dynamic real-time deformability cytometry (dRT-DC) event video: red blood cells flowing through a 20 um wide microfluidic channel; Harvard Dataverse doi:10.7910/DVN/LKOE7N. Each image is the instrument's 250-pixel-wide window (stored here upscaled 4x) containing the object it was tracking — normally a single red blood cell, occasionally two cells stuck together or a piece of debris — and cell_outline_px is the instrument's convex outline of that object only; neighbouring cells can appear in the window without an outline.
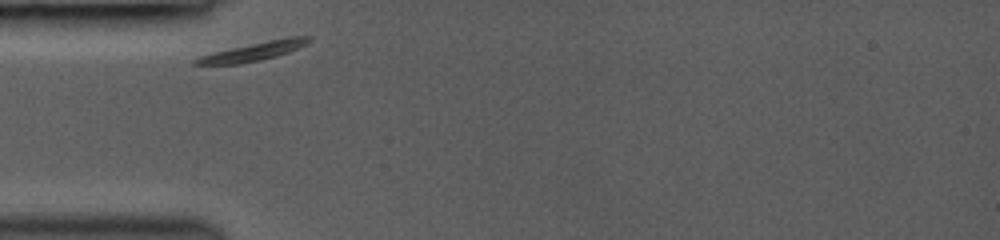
{"species": "common noctule bat (a hibernating species)", "species_latin": "Nyctalus noctula", "temperature_condition": "room temperature", "stored_images_in_passage": 4, "camera_frame_rate_fps": 3000, "um_per_image_px": 0.085, "animal": {"sex": "female", "body_mass_g": 19.0, "forearm_length_mm": 53.3}, "frame": {"image": 1, "passage_image": 1, "time_ms": 0.0, "image_size_px": [1000, 240], "cell_outline_px": [[312, 40], [288, 52], [276, 56], [260, 60], [240, 64], [192, 64], [192, 60], [200, 56], [212, 52], [268, 40], [288, 36], [312, 36]], "centroid_in_image_um": [21.53, 4.36], "position_along_channel_um": 63.5, "area_um2": 12.14}}